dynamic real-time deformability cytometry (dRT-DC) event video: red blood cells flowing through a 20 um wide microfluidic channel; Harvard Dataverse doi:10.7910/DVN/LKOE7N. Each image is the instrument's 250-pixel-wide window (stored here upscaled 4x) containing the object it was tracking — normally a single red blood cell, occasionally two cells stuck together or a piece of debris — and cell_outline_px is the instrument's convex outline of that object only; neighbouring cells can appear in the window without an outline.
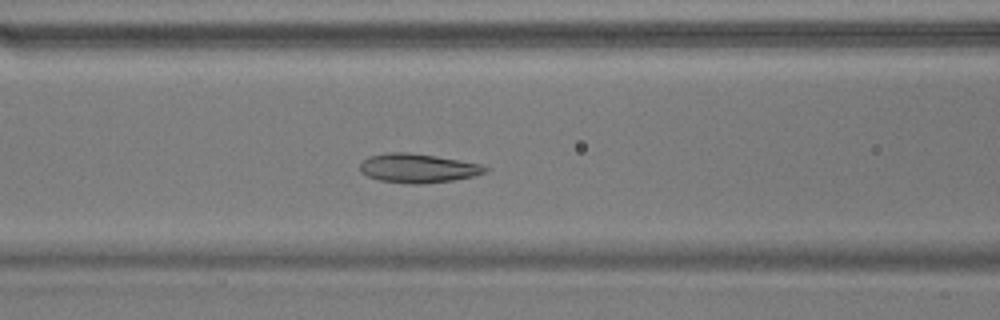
{"species": "common noctule bat (a hibernating species)", "species_latin": "Nyctalus noctula", "temperature_condition": "warm", "stored_images_in_passage": 41, "camera_frame_rate_fps": 3000, "um_per_image_px": 0.085, "animal": {"sex": "male", "body_mass_g": 17.9}, "frame": {"image": 1, "passage_image": 9, "time_ms": 2.667, "image_size_px": [1000, 320], "cell_outline_px": [[488, 172], [472, 176], [452, 180], [420, 184], [408, 184], [380, 180], [368, 176], [360, 172], [360, 164], [368, 156], [388, 152], [408, 152], [436, 156], [480, 164], [488, 168]], "centroid_in_image_um": [35.49, 14.29], "position_along_channel_um": 131.1, "area_um2": 21.1}}
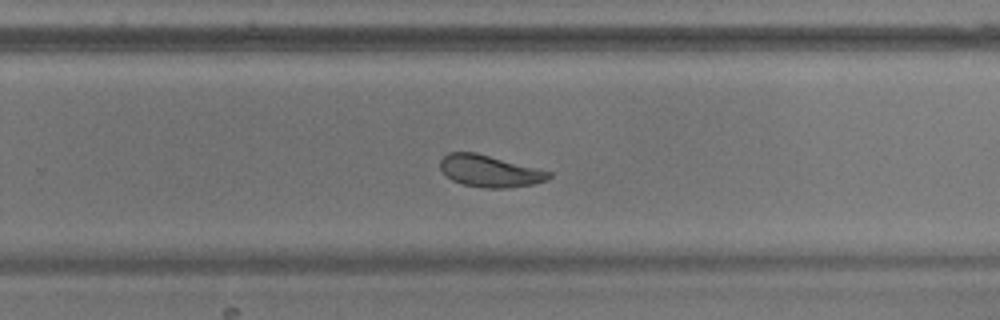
{"frame": {"image": 2, "passage_image": 22, "time_ms": 7.0, "image_size_px": [1000, 320], "cell_outline_px": [[552, 176], [548, 180], [532, 184], [504, 188], [484, 188], [464, 184], [452, 180], [440, 168], [440, 160], [448, 152], [476, 152], [552, 172]], "centroid_in_image_um": [41.63, 14.53], "position_along_channel_um": 288.2, "area_um2": 20.0}}
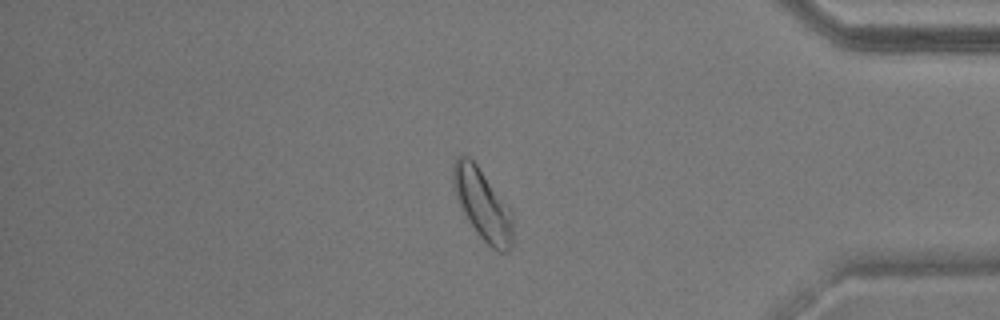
{"frame": {"image": 3, "passage_image": 33, "time_ms": 10.667, "image_size_px": [1000, 320], "cell_outline_px": [[512, 244], [508, 252], [500, 252], [492, 248], [480, 236], [468, 220], [456, 196], [452, 184], [452, 168], [456, 156], [460, 152], [468, 156], [476, 164], [512, 212]], "centroid_in_image_um": [40.99, 17.35], "position_along_channel_um": 394.2, "area_um2": 24.28}, "authors_computed_cell_mechanics": {"area_um2": 21.097, "velocity_mm_per_s": 3.6321, "shape_relaxation_time_tau1_ms": 2.9211, "shape_relaxation_time_tau2_ms": 1.6, "deformation_change_tau1": 0.1072, "deformation_change_tau2": 0.0626}}